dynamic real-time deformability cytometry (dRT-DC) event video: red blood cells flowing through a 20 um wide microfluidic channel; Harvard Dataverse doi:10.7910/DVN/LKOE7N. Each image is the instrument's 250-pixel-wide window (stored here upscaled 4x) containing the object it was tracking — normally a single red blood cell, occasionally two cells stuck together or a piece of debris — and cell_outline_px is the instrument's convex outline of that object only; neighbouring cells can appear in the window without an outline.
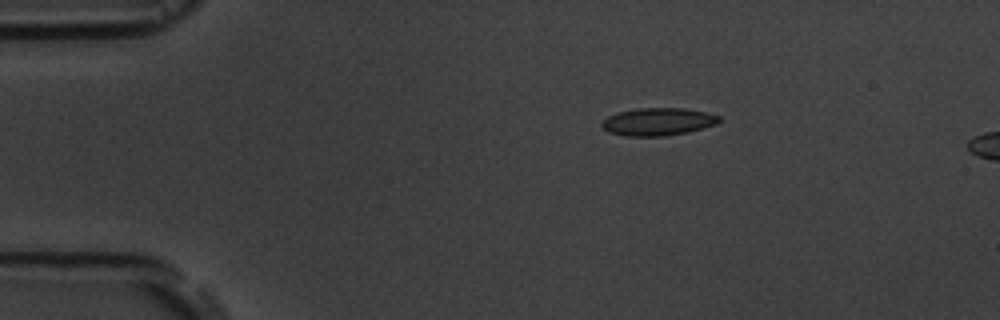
{"species": "common noctule bat (a hibernating species)", "species_latin": "Nyctalus noctula", "temperature_condition": "room temperature", "stored_images_in_passage": 3, "segment_of_instrument_passage": [1, 2], "camera_frame_rate_fps": 3000, "um_per_image_px": 0.085, "animal": {"sex": "male", "body_mass_g": 19.5, "forearm_length_mm": 54.6}, "frame": {"image": 1, "passage_image": 1, "time_ms": 0.0, "image_size_px": [1000, 320], "cell_outline_px": [[720, 120], [716, 124], [688, 132], [664, 136], [624, 136], [608, 132], [600, 124], [608, 116], [616, 112], [640, 108], [684, 108], [704, 112], [720, 116]], "centroid_in_image_um": [55.9, 10.35], "position_along_channel_um": 29.1, "area_um2": 18.84}}